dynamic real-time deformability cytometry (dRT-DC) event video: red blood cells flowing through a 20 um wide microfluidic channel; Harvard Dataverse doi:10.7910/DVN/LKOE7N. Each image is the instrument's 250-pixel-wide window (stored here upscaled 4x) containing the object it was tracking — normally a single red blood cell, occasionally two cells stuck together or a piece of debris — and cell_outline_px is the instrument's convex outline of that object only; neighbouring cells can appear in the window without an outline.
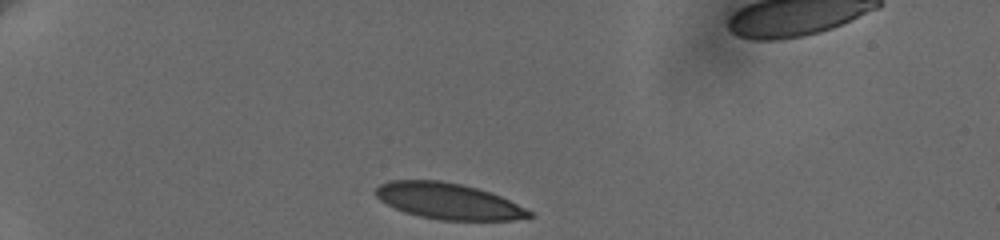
{"species": "human", "species_latin": "Homo sapiens", "temperature_condition": "cold", "stored_images_in_passage": 36, "camera_frame_rate_fps": 3000, "um_per_image_px": 0.085, "donor": {"sex": "female"}, "frame": {"image": 1, "passage_image": 1, "time_ms": 0.0, "image_size_px": [1000, 240], "cell_outline_px": [[532, 216], [512, 220], [440, 220], [420, 216], [404, 212], [380, 200], [376, 196], [376, 188], [380, 184], [388, 180], [440, 180], [460, 184], [492, 192], [532, 212]], "centroid_in_image_um": [38.08, 17.09], "position_along_channel_um": 46.9, "area_um2": 31.96}}
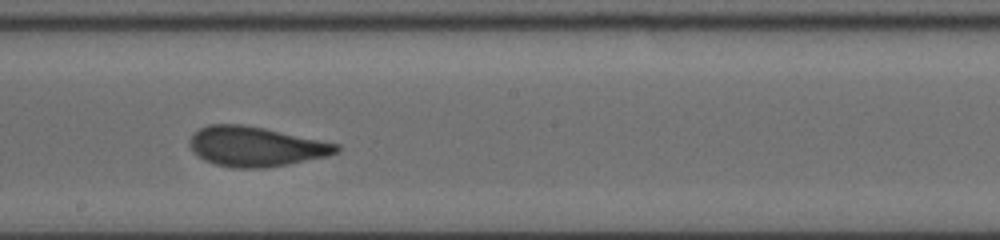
{"frame": {"image": 2, "passage_image": 20, "time_ms": 6.333, "image_size_px": [1000, 240], "cell_outline_px": [[340, 152], [328, 156], [288, 164], [264, 168], [232, 168], [216, 164], [204, 160], [188, 144], [192, 136], [200, 128], [208, 124], [244, 124], [264, 128], [340, 144]], "centroid_in_image_um": [21.78, 12.45], "position_along_channel_um": 226.4, "area_um2": 33.93}}
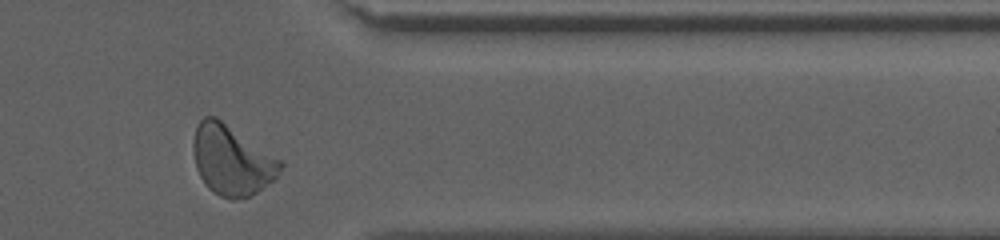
{"frame": {"image": 3, "passage_image": 34, "time_ms": 11.0, "image_size_px": [1000, 240], "cell_outline_px": [[284, 164], [276, 180], [256, 192], [248, 196], [232, 200], [220, 196], [212, 192], [204, 184], [196, 168], [192, 148], [192, 140], [196, 124], [204, 116], [216, 116], [284, 160]], "centroid_in_image_um": [19.72, 13.6], "position_along_channel_um": 391.7, "area_um2": 36.3}, "authors_computed_cell_mechanics": {"area_um2": 33.7841, "velocity_mm_per_s": 3.6505, "shape_relaxation_time_tau1_ms": 7.2669, "shape_relaxation_time_tau2_ms": 0.7483, "deformation_change_tau1": 0.1864, "deformation_change_tau2": 0.0599}}